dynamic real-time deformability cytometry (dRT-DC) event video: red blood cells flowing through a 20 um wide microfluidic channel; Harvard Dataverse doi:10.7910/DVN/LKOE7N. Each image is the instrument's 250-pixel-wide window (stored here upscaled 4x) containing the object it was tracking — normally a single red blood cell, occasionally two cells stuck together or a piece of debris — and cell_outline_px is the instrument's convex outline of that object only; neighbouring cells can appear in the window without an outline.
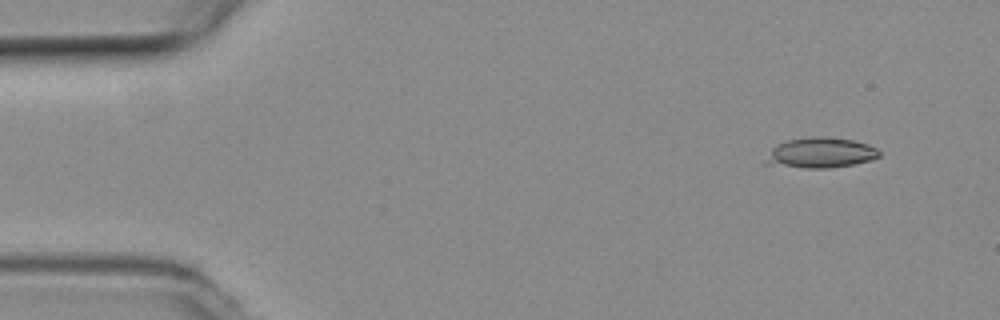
{"species": "common noctule bat (a hibernating species)", "species_latin": "Nyctalus noctula", "temperature_condition": "room temperature", "stored_images_in_passage": 20, "camera_frame_rate_fps": 3000, "um_per_image_px": 0.085, "animal": {"sex": "female", "body_mass_g": 19.3, "forearm_length_mm": 54.1}, "frame": {"image": 1, "passage_image": 5, "time_ms": 1.333, "image_size_px": [1000, 320], "cell_outline_px": [[880, 156], [872, 160], [852, 164], [828, 168], [804, 168], [764, 164], [764, 160], [772, 148], [776, 144], [784, 140], [812, 136], [824, 136], [852, 140], [868, 144], [876, 148], [880, 152]], "centroid_in_image_um": [69.71, 12.98], "position_along_channel_um": 15.3, "area_um2": 20.29}}
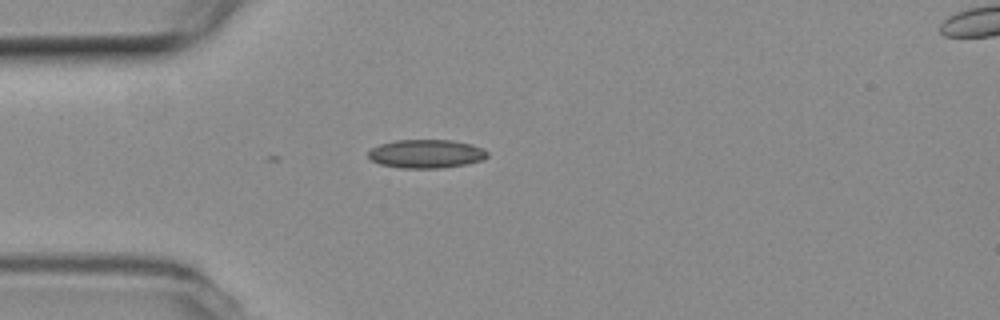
{"frame": {"image": 2, "passage_image": 15, "time_ms": 4.667, "image_size_px": [1000, 320], "cell_outline_px": [[488, 156], [484, 160], [468, 164], [440, 168], [400, 168], [380, 164], [372, 160], [368, 156], [368, 152], [372, 148], [380, 144], [396, 140], [452, 140], [472, 144], [484, 148], [488, 152]], "centroid_in_image_um": [36.27, 13.07], "position_along_channel_um": 48.7, "area_um2": 20.0}}
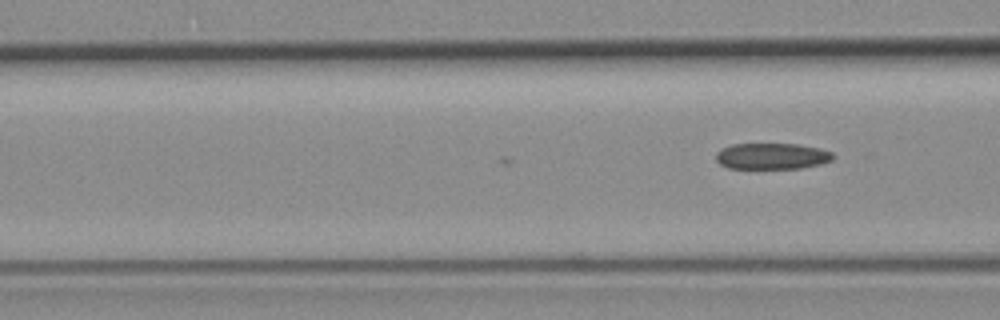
{"frame": {"image": 3, "passage_image": 20, "time_ms": 6.333, "image_size_px": [1000, 320], "cell_outline_px": [[836, 156], [832, 160], [820, 164], [800, 168], [728, 168], [720, 164], [716, 160], [716, 152], [720, 148], [732, 144], [796, 144], [820, 148], [832, 152]], "centroid_in_image_um": [65.61, 13.27], "position_along_channel_um": 101.0, "area_um2": 17.92}}